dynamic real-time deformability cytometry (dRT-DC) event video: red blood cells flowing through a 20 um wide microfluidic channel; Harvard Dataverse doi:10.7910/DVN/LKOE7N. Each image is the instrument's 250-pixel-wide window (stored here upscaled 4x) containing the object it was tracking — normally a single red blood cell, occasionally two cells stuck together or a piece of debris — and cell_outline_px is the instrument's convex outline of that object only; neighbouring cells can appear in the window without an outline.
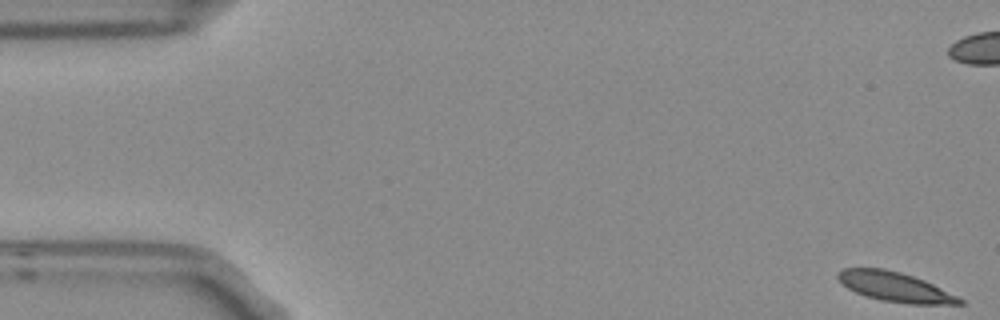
{"species": "Egyptian fruit bat (a non-hibernating species)", "species_latin": "Rousettus aegyptiacus", "temperature_condition": "room temperature", "stored_images_in_passage": 5, "camera_frame_rate_fps": 3000, "um_per_image_px": 0.085, "frame": {"image": 1, "passage_image": 1, "time_ms": 0.0, "image_size_px": [1000, 320], "cell_outline_px": [[964, 304], [908, 304], [880, 300], [864, 296], [848, 288], [836, 276], [836, 272], [840, 268], [884, 268], [900, 272], [924, 280], [964, 300]], "centroid_in_image_um": [76.03, 24.38], "position_along_channel_um": 9.0, "area_um2": 20.87}}
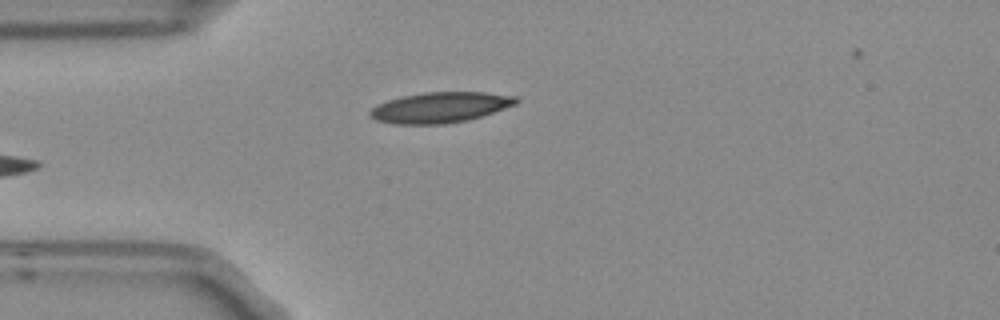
{"frame": {"image": 2, "passage_image": 5, "time_ms": 1.333, "image_size_px": [1000, 320], "cell_outline_px": [[520, 100], [516, 104], [468, 120], [444, 124], [392, 124], [376, 120], [368, 116], [368, 112], [376, 104], [400, 96], [424, 92], [484, 92], [516, 96]], "centroid_in_image_um": [37.36, 9.13], "position_along_channel_um": 47.6, "area_um2": 26.13}}